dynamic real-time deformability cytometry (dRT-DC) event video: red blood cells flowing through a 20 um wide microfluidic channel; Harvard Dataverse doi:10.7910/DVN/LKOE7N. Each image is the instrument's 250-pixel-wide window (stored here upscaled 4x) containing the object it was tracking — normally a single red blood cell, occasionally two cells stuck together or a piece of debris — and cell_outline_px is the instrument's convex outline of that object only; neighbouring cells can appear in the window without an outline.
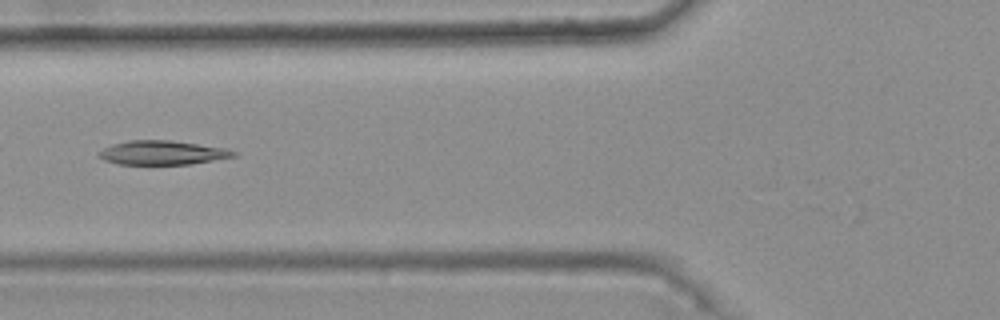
{"species": "common noctule bat (a hibernating species)", "species_latin": "Nyctalus noctula", "temperature_condition": "warm", "stored_images_in_passage": 24, "camera_frame_rate_fps": 3000, "um_per_image_px": 0.085, "animal": {"sex": "female", "body_mass_g": 25.1}, "frame": {"image": 1, "passage_image": 8, "time_ms": 2.333, "image_size_px": [1000, 320], "cell_outline_px": [[236, 156], [192, 164], [120, 164], [104, 160], [96, 156], [104, 148], [112, 144], [128, 140], [172, 140], [224, 148], [236, 152]], "centroid_in_image_um": [13.78, 12.98], "position_along_channel_um": 112.0, "area_um2": 18.79}}
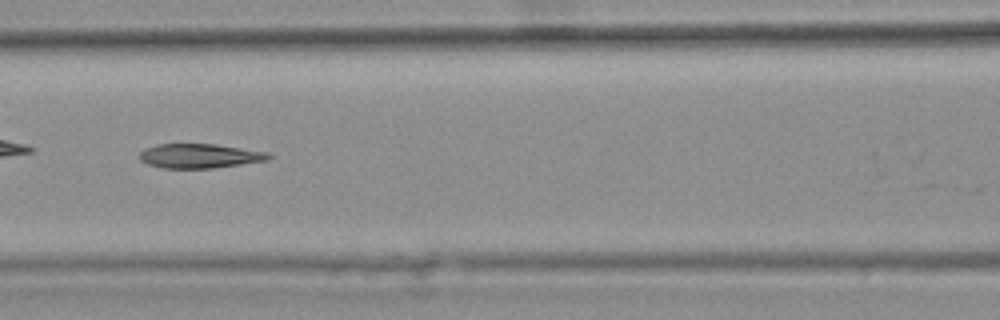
{"frame": {"image": 2, "passage_image": 11, "time_ms": 3.333, "image_size_px": [1000, 320], "cell_outline_px": [[272, 156], [268, 160], [212, 168], [164, 168], [148, 164], [140, 160], [136, 156], [144, 148], [156, 144], [216, 144], [268, 152]], "centroid_in_image_um": [16.92, 13.25], "position_along_channel_um": 149.7, "area_um2": 18.38}}
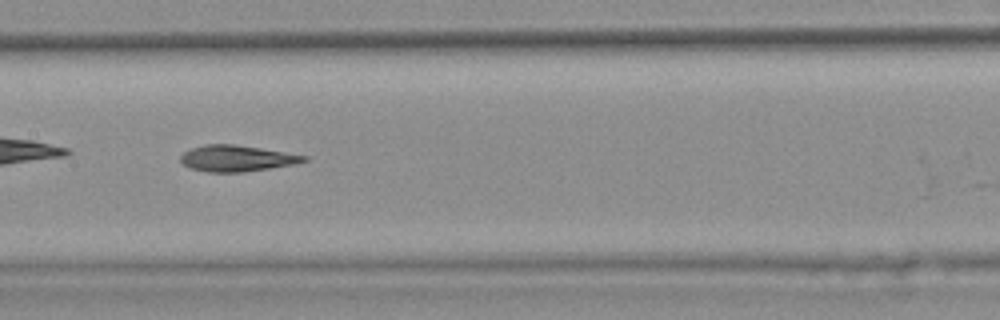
{"frame": {"image": 3, "passage_image": 14, "time_ms": 4.333, "image_size_px": [1000, 320], "cell_outline_px": [[308, 160], [292, 164], [244, 172], [208, 172], [192, 168], [184, 164], [180, 160], [180, 156], [184, 152], [192, 148], [204, 144], [232, 144], [260, 148], [308, 156]], "centroid_in_image_um": [20.1, 13.45], "position_along_channel_um": 187.3, "area_um2": 18.5}}